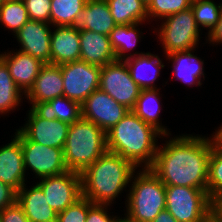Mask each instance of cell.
<instances>
[{
  "mask_svg": "<svg viewBox=\"0 0 222 222\" xmlns=\"http://www.w3.org/2000/svg\"><path fill=\"white\" fill-rule=\"evenodd\" d=\"M29 19L50 24L51 0H23Z\"/></svg>",
  "mask_w": 222,
  "mask_h": 222,
  "instance_id": "obj_35",
  "label": "cell"
},
{
  "mask_svg": "<svg viewBox=\"0 0 222 222\" xmlns=\"http://www.w3.org/2000/svg\"><path fill=\"white\" fill-rule=\"evenodd\" d=\"M14 134L21 141L25 170L30 168L36 179L57 176L69 171L62 148L30 141L19 129Z\"/></svg>",
  "mask_w": 222,
  "mask_h": 222,
  "instance_id": "obj_8",
  "label": "cell"
},
{
  "mask_svg": "<svg viewBox=\"0 0 222 222\" xmlns=\"http://www.w3.org/2000/svg\"><path fill=\"white\" fill-rule=\"evenodd\" d=\"M30 106L39 117L47 120L57 119L72 124L82 118L81 104L65 96L48 102L30 103Z\"/></svg>",
  "mask_w": 222,
  "mask_h": 222,
  "instance_id": "obj_24",
  "label": "cell"
},
{
  "mask_svg": "<svg viewBox=\"0 0 222 222\" xmlns=\"http://www.w3.org/2000/svg\"><path fill=\"white\" fill-rule=\"evenodd\" d=\"M161 21V26L158 25L153 33H158L156 35L162 43L165 55L195 50L199 47L197 44L199 45V40L202 38L200 37L201 29L196 23L191 7L174 13Z\"/></svg>",
  "mask_w": 222,
  "mask_h": 222,
  "instance_id": "obj_6",
  "label": "cell"
},
{
  "mask_svg": "<svg viewBox=\"0 0 222 222\" xmlns=\"http://www.w3.org/2000/svg\"><path fill=\"white\" fill-rule=\"evenodd\" d=\"M109 205L94 204L88 200V213L86 222H123V217L109 214ZM119 216V217H118Z\"/></svg>",
  "mask_w": 222,
  "mask_h": 222,
  "instance_id": "obj_36",
  "label": "cell"
},
{
  "mask_svg": "<svg viewBox=\"0 0 222 222\" xmlns=\"http://www.w3.org/2000/svg\"><path fill=\"white\" fill-rule=\"evenodd\" d=\"M115 26L107 0H87L73 24L75 29L89 30L107 36Z\"/></svg>",
  "mask_w": 222,
  "mask_h": 222,
  "instance_id": "obj_19",
  "label": "cell"
},
{
  "mask_svg": "<svg viewBox=\"0 0 222 222\" xmlns=\"http://www.w3.org/2000/svg\"><path fill=\"white\" fill-rule=\"evenodd\" d=\"M142 25L143 22H138L135 24H127V25H116L114 29L109 34V39L112 45V48L115 52L116 60H125L132 56L141 55L145 52H135L128 54V51L133 50V48L137 45L138 41L142 38L139 25ZM127 52V54H126Z\"/></svg>",
  "mask_w": 222,
  "mask_h": 222,
  "instance_id": "obj_26",
  "label": "cell"
},
{
  "mask_svg": "<svg viewBox=\"0 0 222 222\" xmlns=\"http://www.w3.org/2000/svg\"><path fill=\"white\" fill-rule=\"evenodd\" d=\"M27 121L19 130L33 142L41 145L64 148L70 124L57 119L47 120L39 117L29 108Z\"/></svg>",
  "mask_w": 222,
  "mask_h": 222,
  "instance_id": "obj_13",
  "label": "cell"
},
{
  "mask_svg": "<svg viewBox=\"0 0 222 222\" xmlns=\"http://www.w3.org/2000/svg\"><path fill=\"white\" fill-rule=\"evenodd\" d=\"M207 34H208L206 37L207 39L205 38L206 43L209 42V44H212V45H215V44L218 45L222 43V13L220 15V19L217 22V24Z\"/></svg>",
  "mask_w": 222,
  "mask_h": 222,
  "instance_id": "obj_39",
  "label": "cell"
},
{
  "mask_svg": "<svg viewBox=\"0 0 222 222\" xmlns=\"http://www.w3.org/2000/svg\"><path fill=\"white\" fill-rule=\"evenodd\" d=\"M163 137L166 136L130 110L106 132L107 151L118 154L137 168L148 169L153 165L158 150L157 138Z\"/></svg>",
  "mask_w": 222,
  "mask_h": 222,
  "instance_id": "obj_2",
  "label": "cell"
},
{
  "mask_svg": "<svg viewBox=\"0 0 222 222\" xmlns=\"http://www.w3.org/2000/svg\"><path fill=\"white\" fill-rule=\"evenodd\" d=\"M194 49L189 51L174 52L166 55L172 61L173 79L190 86H200L205 80L204 60L194 54ZM204 80H203V79Z\"/></svg>",
  "mask_w": 222,
  "mask_h": 222,
  "instance_id": "obj_22",
  "label": "cell"
},
{
  "mask_svg": "<svg viewBox=\"0 0 222 222\" xmlns=\"http://www.w3.org/2000/svg\"><path fill=\"white\" fill-rule=\"evenodd\" d=\"M138 169L132 176L127 191L129 193L126 194L127 209L123 222H152L162 210L166 209L165 184L150 168Z\"/></svg>",
  "mask_w": 222,
  "mask_h": 222,
  "instance_id": "obj_4",
  "label": "cell"
},
{
  "mask_svg": "<svg viewBox=\"0 0 222 222\" xmlns=\"http://www.w3.org/2000/svg\"><path fill=\"white\" fill-rule=\"evenodd\" d=\"M17 192L0 180V211L16 202Z\"/></svg>",
  "mask_w": 222,
  "mask_h": 222,
  "instance_id": "obj_38",
  "label": "cell"
},
{
  "mask_svg": "<svg viewBox=\"0 0 222 222\" xmlns=\"http://www.w3.org/2000/svg\"><path fill=\"white\" fill-rule=\"evenodd\" d=\"M64 82V96L82 104L95 90L99 89L102 67L84 61L60 65Z\"/></svg>",
  "mask_w": 222,
  "mask_h": 222,
  "instance_id": "obj_10",
  "label": "cell"
},
{
  "mask_svg": "<svg viewBox=\"0 0 222 222\" xmlns=\"http://www.w3.org/2000/svg\"><path fill=\"white\" fill-rule=\"evenodd\" d=\"M192 0H152L147 6V15L152 22L156 17L160 20L184 11L191 7ZM154 18V19H153Z\"/></svg>",
  "mask_w": 222,
  "mask_h": 222,
  "instance_id": "obj_33",
  "label": "cell"
},
{
  "mask_svg": "<svg viewBox=\"0 0 222 222\" xmlns=\"http://www.w3.org/2000/svg\"><path fill=\"white\" fill-rule=\"evenodd\" d=\"M63 86L60 65L44 64L25 98L28 103L48 102L58 96H64Z\"/></svg>",
  "mask_w": 222,
  "mask_h": 222,
  "instance_id": "obj_17",
  "label": "cell"
},
{
  "mask_svg": "<svg viewBox=\"0 0 222 222\" xmlns=\"http://www.w3.org/2000/svg\"><path fill=\"white\" fill-rule=\"evenodd\" d=\"M212 215L222 222V193L212 201Z\"/></svg>",
  "mask_w": 222,
  "mask_h": 222,
  "instance_id": "obj_40",
  "label": "cell"
},
{
  "mask_svg": "<svg viewBox=\"0 0 222 222\" xmlns=\"http://www.w3.org/2000/svg\"><path fill=\"white\" fill-rule=\"evenodd\" d=\"M79 35L81 61L101 67L116 61L109 36L89 30H80Z\"/></svg>",
  "mask_w": 222,
  "mask_h": 222,
  "instance_id": "obj_21",
  "label": "cell"
},
{
  "mask_svg": "<svg viewBox=\"0 0 222 222\" xmlns=\"http://www.w3.org/2000/svg\"><path fill=\"white\" fill-rule=\"evenodd\" d=\"M124 61L132 80L141 89H157L154 82L160 76V70L165 67L158 55L146 52L127 58Z\"/></svg>",
  "mask_w": 222,
  "mask_h": 222,
  "instance_id": "obj_23",
  "label": "cell"
},
{
  "mask_svg": "<svg viewBox=\"0 0 222 222\" xmlns=\"http://www.w3.org/2000/svg\"><path fill=\"white\" fill-rule=\"evenodd\" d=\"M160 88L157 89H141L136 105L132 111L144 122L154 127L163 136H171L168 128L160 122V111L162 103H160ZM161 104V105H160Z\"/></svg>",
  "mask_w": 222,
  "mask_h": 222,
  "instance_id": "obj_25",
  "label": "cell"
},
{
  "mask_svg": "<svg viewBox=\"0 0 222 222\" xmlns=\"http://www.w3.org/2000/svg\"><path fill=\"white\" fill-rule=\"evenodd\" d=\"M0 222H30L23 208L16 201L13 205L0 211Z\"/></svg>",
  "mask_w": 222,
  "mask_h": 222,
  "instance_id": "obj_37",
  "label": "cell"
},
{
  "mask_svg": "<svg viewBox=\"0 0 222 222\" xmlns=\"http://www.w3.org/2000/svg\"><path fill=\"white\" fill-rule=\"evenodd\" d=\"M158 146L152 172L165 184L207 190L212 137L182 134Z\"/></svg>",
  "mask_w": 222,
  "mask_h": 222,
  "instance_id": "obj_1",
  "label": "cell"
},
{
  "mask_svg": "<svg viewBox=\"0 0 222 222\" xmlns=\"http://www.w3.org/2000/svg\"><path fill=\"white\" fill-rule=\"evenodd\" d=\"M51 24L29 20L14 34L20 51L51 64Z\"/></svg>",
  "mask_w": 222,
  "mask_h": 222,
  "instance_id": "obj_14",
  "label": "cell"
},
{
  "mask_svg": "<svg viewBox=\"0 0 222 222\" xmlns=\"http://www.w3.org/2000/svg\"><path fill=\"white\" fill-rule=\"evenodd\" d=\"M86 2L87 0H51L50 24L52 26H73Z\"/></svg>",
  "mask_w": 222,
  "mask_h": 222,
  "instance_id": "obj_29",
  "label": "cell"
},
{
  "mask_svg": "<svg viewBox=\"0 0 222 222\" xmlns=\"http://www.w3.org/2000/svg\"><path fill=\"white\" fill-rule=\"evenodd\" d=\"M116 25L149 22L147 6L141 0H107Z\"/></svg>",
  "mask_w": 222,
  "mask_h": 222,
  "instance_id": "obj_27",
  "label": "cell"
},
{
  "mask_svg": "<svg viewBox=\"0 0 222 222\" xmlns=\"http://www.w3.org/2000/svg\"><path fill=\"white\" fill-rule=\"evenodd\" d=\"M222 193V146L216 145L211 150L209 158L207 194L213 201Z\"/></svg>",
  "mask_w": 222,
  "mask_h": 222,
  "instance_id": "obj_32",
  "label": "cell"
},
{
  "mask_svg": "<svg viewBox=\"0 0 222 222\" xmlns=\"http://www.w3.org/2000/svg\"><path fill=\"white\" fill-rule=\"evenodd\" d=\"M82 118L93 122L105 133L113 128L130 110L106 92L95 90L81 104Z\"/></svg>",
  "mask_w": 222,
  "mask_h": 222,
  "instance_id": "obj_12",
  "label": "cell"
},
{
  "mask_svg": "<svg viewBox=\"0 0 222 222\" xmlns=\"http://www.w3.org/2000/svg\"><path fill=\"white\" fill-rule=\"evenodd\" d=\"M137 167L118 154L106 151L82 173V196L94 204L111 206L127 191Z\"/></svg>",
  "mask_w": 222,
  "mask_h": 222,
  "instance_id": "obj_3",
  "label": "cell"
},
{
  "mask_svg": "<svg viewBox=\"0 0 222 222\" xmlns=\"http://www.w3.org/2000/svg\"><path fill=\"white\" fill-rule=\"evenodd\" d=\"M217 129L218 130H215L211 137L216 145L222 146V125H220Z\"/></svg>",
  "mask_w": 222,
  "mask_h": 222,
  "instance_id": "obj_42",
  "label": "cell"
},
{
  "mask_svg": "<svg viewBox=\"0 0 222 222\" xmlns=\"http://www.w3.org/2000/svg\"><path fill=\"white\" fill-rule=\"evenodd\" d=\"M24 184L17 191L16 201L23 208L24 214L30 222L56 221L58 213L47 203L42 188L36 183L26 187Z\"/></svg>",
  "mask_w": 222,
  "mask_h": 222,
  "instance_id": "obj_20",
  "label": "cell"
},
{
  "mask_svg": "<svg viewBox=\"0 0 222 222\" xmlns=\"http://www.w3.org/2000/svg\"><path fill=\"white\" fill-rule=\"evenodd\" d=\"M146 6L149 5V3L152 1V0H141Z\"/></svg>",
  "mask_w": 222,
  "mask_h": 222,
  "instance_id": "obj_44",
  "label": "cell"
},
{
  "mask_svg": "<svg viewBox=\"0 0 222 222\" xmlns=\"http://www.w3.org/2000/svg\"><path fill=\"white\" fill-rule=\"evenodd\" d=\"M152 222H178L166 209L162 210Z\"/></svg>",
  "mask_w": 222,
  "mask_h": 222,
  "instance_id": "obj_41",
  "label": "cell"
},
{
  "mask_svg": "<svg viewBox=\"0 0 222 222\" xmlns=\"http://www.w3.org/2000/svg\"><path fill=\"white\" fill-rule=\"evenodd\" d=\"M0 58L7 65L16 86L25 95L33 86L44 63L20 50L0 53Z\"/></svg>",
  "mask_w": 222,
  "mask_h": 222,
  "instance_id": "obj_16",
  "label": "cell"
},
{
  "mask_svg": "<svg viewBox=\"0 0 222 222\" xmlns=\"http://www.w3.org/2000/svg\"><path fill=\"white\" fill-rule=\"evenodd\" d=\"M37 184L42 188L50 207L60 213L82 197L81 173L67 171L57 176L39 179Z\"/></svg>",
  "mask_w": 222,
  "mask_h": 222,
  "instance_id": "obj_11",
  "label": "cell"
},
{
  "mask_svg": "<svg viewBox=\"0 0 222 222\" xmlns=\"http://www.w3.org/2000/svg\"><path fill=\"white\" fill-rule=\"evenodd\" d=\"M25 95L16 86L5 62L0 58V114H8L21 104Z\"/></svg>",
  "mask_w": 222,
  "mask_h": 222,
  "instance_id": "obj_28",
  "label": "cell"
},
{
  "mask_svg": "<svg viewBox=\"0 0 222 222\" xmlns=\"http://www.w3.org/2000/svg\"><path fill=\"white\" fill-rule=\"evenodd\" d=\"M88 213V199L85 197L79 198L64 211L58 213V222H86Z\"/></svg>",
  "mask_w": 222,
  "mask_h": 222,
  "instance_id": "obj_34",
  "label": "cell"
},
{
  "mask_svg": "<svg viewBox=\"0 0 222 222\" xmlns=\"http://www.w3.org/2000/svg\"><path fill=\"white\" fill-rule=\"evenodd\" d=\"M166 210L178 222H206L212 215V201L207 190L165 185Z\"/></svg>",
  "mask_w": 222,
  "mask_h": 222,
  "instance_id": "obj_7",
  "label": "cell"
},
{
  "mask_svg": "<svg viewBox=\"0 0 222 222\" xmlns=\"http://www.w3.org/2000/svg\"><path fill=\"white\" fill-rule=\"evenodd\" d=\"M206 222H221L215 216L211 215Z\"/></svg>",
  "mask_w": 222,
  "mask_h": 222,
  "instance_id": "obj_43",
  "label": "cell"
},
{
  "mask_svg": "<svg viewBox=\"0 0 222 222\" xmlns=\"http://www.w3.org/2000/svg\"><path fill=\"white\" fill-rule=\"evenodd\" d=\"M6 0H0V5L3 3V2H5Z\"/></svg>",
  "mask_w": 222,
  "mask_h": 222,
  "instance_id": "obj_45",
  "label": "cell"
},
{
  "mask_svg": "<svg viewBox=\"0 0 222 222\" xmlns=\"http://www.w3.org/2000/svg\"><path fill=\"white\" fill-rule=\"evenodd\" d=\"M106 151V133L99 126L83 118L70 124L63 148L69 171L82 173Z\"/></svg>",
  "mask_w": 222,
  "mask_h": 222,
  "instance_id": "obj_5",
  "label": "cell"
},
{
  "mask_svg": "<svg viewBox=\"0 0 222 222\" xmlns=\"http://www.w3.org/2000/svg\"><path fill=\"white\" fill-rule=\"evenodd\" d=\"M29 20L23 0L5 1L0 5V25H4L13 35Z\"/></svg>",
  "mask_w": 222,
  "mask_h": 222,
  "instance_id": "obj_30",
  "label": "cell"
},
{
  "mask_svg": "<svg viewBox=\"0 0 222 222\" xmlns=\"http://www.w3.org/2000/svg\"><path fill=\"white\" fill-rule=\"evenodd\" d=\"M10 141L0 147V180L17 192L27 182V171L21 141L15 135Z\"/></svg>",
  "mask_w": 222,
  "mask_h": 222,
  "instance_id": "obj_15",
  "label": "cell"
},
{
  "mask_svg": "<svg viewBox=\"0 0 222 222\" xmlns=\"http://www.w3.org/2000/svg\"><path fill=\"white\" fill-rule=\"evenodd\" d=\"M51 64L80 60V35L73 26H51Z\"/></svg>",
  "mask_w": 222,
  "mask_h": 222,
  "instance_id": "obj_18",
  "label": "cell"
},
{
  "mask_svg": "<svg viewBox=\"0 0 222 222\" xmlns=\"http://www.w3.org/2000/svg\"><path fill=\"white\" fill-rule=\"evenodd\" d=\"M191 9L198 27L207 29L209 33L217 24L222 13V2L217 4L213 0H192Z\"/></svg>",
  "mask_w": 222,
  "mask_h": 222,
  "instance_id": "obj_31",
  "label": "cell"
},
{
  "mask_svg": "<svg viewBox=\"0 0 222 222\" xmlns=\"http://www.w3.org/2000/svg\"><path fill=\"white\" fill-rule=\"evenodd\" d=\"M99 89L129 110L135 107L141 91V88L132 80L127 64L123 60H116L102 66Z\"/></svg>",
  "mask_w": 222,
  "mask_h": 222,
  "instance_id": "obj_9",
  "label": "cell"
}]
</instances>
